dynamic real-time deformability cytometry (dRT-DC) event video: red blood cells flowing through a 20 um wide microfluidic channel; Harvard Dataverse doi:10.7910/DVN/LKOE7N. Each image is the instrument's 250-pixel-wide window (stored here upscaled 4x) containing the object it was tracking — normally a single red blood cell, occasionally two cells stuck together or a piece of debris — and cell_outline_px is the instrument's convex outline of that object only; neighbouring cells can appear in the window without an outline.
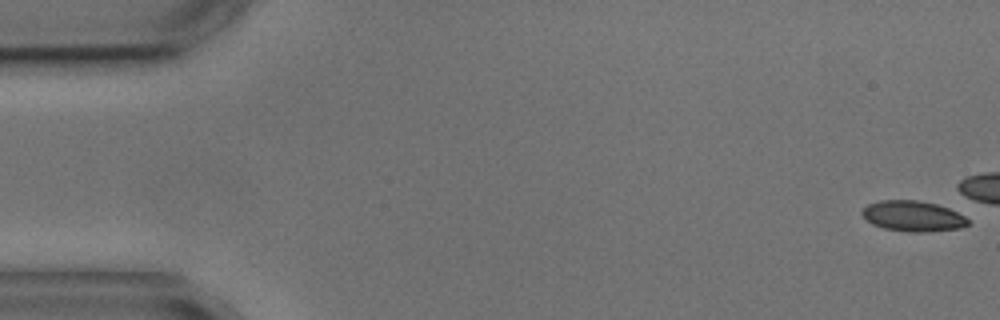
{"species": "common noctule bat (a hibernating species)", "species_latin": "Nyctalus noctula", "temperature_condition": "cold", "stored_images_in_passage": 6, "camera_frame_rate_fps": 3000, "um_per_image_px": 0.085, "animal": {"sex": "male", "body_mass_g": 17.9, "forearm_length_mm": 54.2}, "frame": {"image": 1, "passage_image": 1, "time_ms": 0.0, "image_size_px": [1000, 320], "cell_outline_px": [[968, 224], [960, 228], [928, 232], [908, 232], [884, 228], [872, 224], [860, 212], [868, 204], [880, 200], [916, 200], [936, 204], [948, 208], [964, 216], [968, 220]], "centroid_in_image_um": [77.59, 18.37], "position_along_channel_um": 7.4, "area_um2": 18.73}}
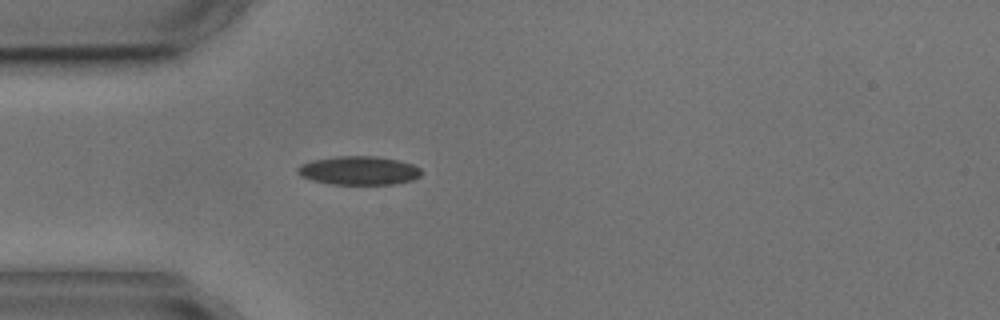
{"frame": {"image": 2, "passage_image": 6, "time_ms": 6.0, "image_size_px": [1000, 320], "cell_outline_px": [[420, 176], [412, 180], [396, 184], [332, 184], [312, 180], [300, 176], [296, 172], [296, 168], [300, 164], [312, 160], [336, 156], [376, 156], [396, 160], [412, 164], [420, 168]], "centroid_in_image_um": [30.46, 14.49], "position_along_channel_um": 54.5, "area_um2": 20.69}}